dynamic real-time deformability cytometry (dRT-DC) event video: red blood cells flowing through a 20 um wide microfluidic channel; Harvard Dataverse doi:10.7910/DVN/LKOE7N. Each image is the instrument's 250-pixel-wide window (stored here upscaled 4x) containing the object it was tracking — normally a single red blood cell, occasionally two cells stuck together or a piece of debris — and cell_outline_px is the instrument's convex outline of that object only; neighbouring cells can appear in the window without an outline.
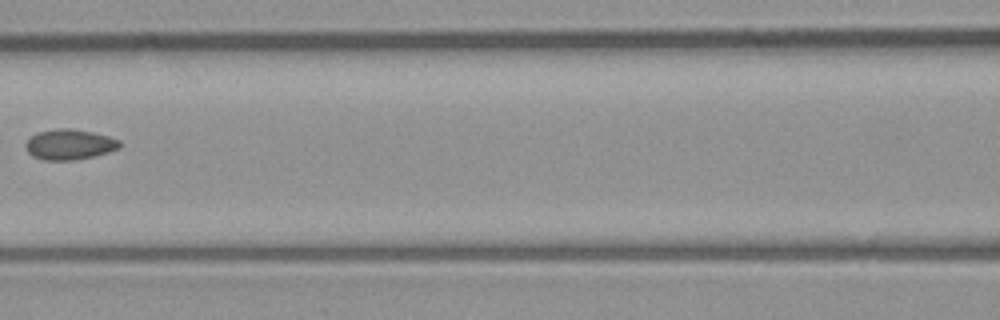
{"species": "common noctule bat (a hibernating species)", "species_latin": "Nyctalus noctula", "temperature_condition": "room temperature", "stored_images_in_passage": 6, "segment_of_instrument_passage": [2, 2], "camera_frame_rate_fps": 3000, "um_per_image_px": 0.085, "animal": {"sex": "male", "body_mass_g": 23.1, "forearm_length_mm": 52.7}, "frame": {"image": 1, "passage_image": 6, "time_ms": 6.0, "image_size_px": [1000, 320], "cell_outline_px": [[120, 148], [108, 152], [92, 156], [72, 160], [44, 160], [32, 156], [28, 152], [24, 144], [36, 132], [56, 128], [68, 128], [92, 132], [108, 136], [120, 140]], "centroid_in_image_um": [5.88, 12.27], "position_along_channel_um": 160.7, "area_um2": 16.59}}